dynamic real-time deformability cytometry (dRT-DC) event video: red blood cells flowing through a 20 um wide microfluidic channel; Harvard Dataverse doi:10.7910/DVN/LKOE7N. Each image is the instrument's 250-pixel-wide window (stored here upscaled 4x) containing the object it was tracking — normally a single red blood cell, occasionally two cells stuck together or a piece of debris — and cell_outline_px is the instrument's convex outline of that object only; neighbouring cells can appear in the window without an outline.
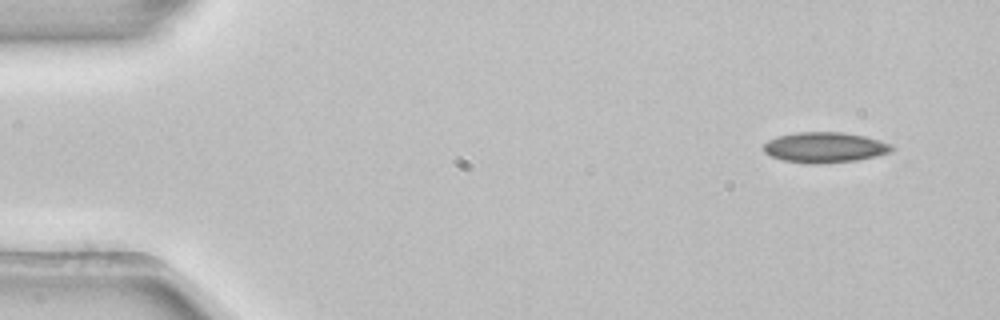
{"species": "common noctule bat (a hibernating species)", "species_latin": "Nyctalus noctula", "temperature_condition": "room temperature", "stored_images_in_passage": 3, "camera_frame_rate_fps": 3000, "um_per_image_px": 0.085, "animal": {"sex": "female", "body_mass_g": 22.7, "forearm_length_mm": 54.2}, "frame": {"image": 1, "passage_image": 1, "time_ms": 0.0, "image_size_px": [1000, 320], "cell_outline_px": [[896, 148], [888, 152], [876, 156], [856, 160], [784, 160], [772, 156], [764, 152], [764, 144], [768, 140], [780, 136], [796, 132], [844, 132], [864, 136], [880, 140], [892, 144]], "centroid_in_image_um": [70.16, 12.46], "position_along_channel_um": 14.8, "area_um2": 21.5}}
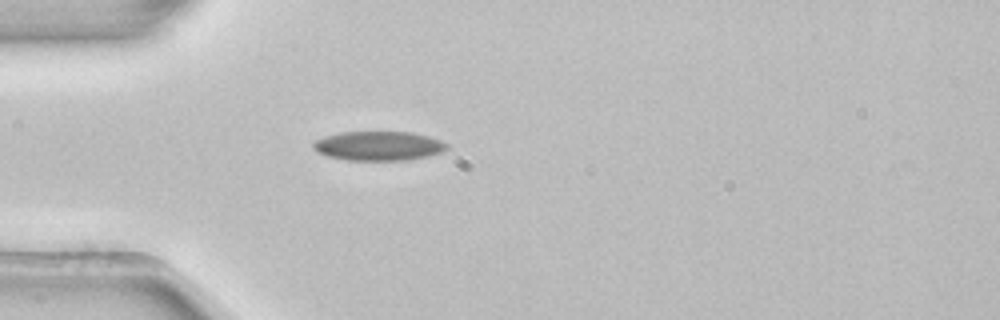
{"frame": {"image": 2, "passage_image": 3, "time_ms": 0.667, "image_size_px": [1000, 320], "cell_outline_px": [[448, 148], [444, 152], [428, 156], [408, 160], [348, 160], [328, 156], [316, 152], [312, 148], [312, 144], [316, 140], [324, 136], [344, 132], [412, 132], [428, 136], [440, 140], [448, 144]], "centroid_in_image_um": [32.19, 12.4], "position_along_channel_um": 52.8, "area_um2": 22.89}}